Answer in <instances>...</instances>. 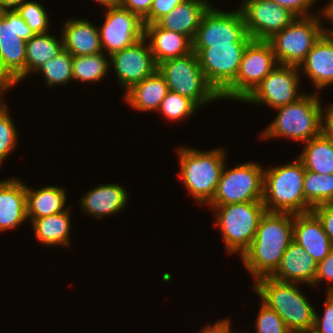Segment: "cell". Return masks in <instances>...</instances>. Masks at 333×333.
<instances>
[{"instance_id":"16","label":"cell","mask_w":333,"mask_h":333,"mask_svg":"<svg viewBox=\"0 0 333 333\" xmlns=\"http://www.w3.org/2000/svg\"><path fill=\"white\" fill-rule=\"evenodd\" d=\"M239 9L247 34L253 40L270 39L288 26L296 16L271 0H244Z\"/></svg>"},{"instance_id":"44","label":"cell","mask_w":333,"mask_h":333,"mask_svg":"<svg viewBox=\"0 0 333 333\" xmlns=\"http://www.w3.org/2000/svg\"><path fill=\"white\" fill-rule=\"evenodd\" d=\"M327 110H323V132L333 139V103L327 106Z\"/></svg>"},{"instance_id":"41","label":"cell","mask_w":333,"mask_h":333,"mask_svg":"<svg viewBox=\"0 0 333 333\" xmlns=\"http://www.w3.org/2000/svg\"><path fill=\"white\" fill-rule=\"evenodd\" d=\"M281 7L288 9L296 17H308L312 14L310 9L317 0H271ZM309 11V12H308Z\"/></svg>"},{"instance_id":"50","label":"cell","mask_w":333,"mask_h":333,"mask_svg":"<svg viewBox=\"0 0 333 333\" xmlns=\"http://www.w3.org/2000/svg\"><path fill=\"white\" fill-rule=\"evenodd\" d=\"M231 331H232L231 330V322H230V319H229V333H232Z\"/></svg>"},{"instance_id":"47","label":"cell","mask_w":333,"mask_h":333,"mask_svg":"<svg viewBox=\"0 0 333 333\" xmlns=\"http://www.w3.org/2000/svg\"><path fill=\"white\" fill-rule=\"evenodd\" d=\"M25 0H0V11L17 9Z\"/></svg>"},{"instance_id":"22","label":"cell","mask_w":333,"mask_h":333,"mask_svg":"<svg viewBox=\"0 0 333 333\" xmlns=\"http://www.w3.org/2000/svg\"><path fill=\"white\" fill-rule=\"evenodd\" d=\"M126 189L115 183L101 184L81 198L82 212L101 220L122 211L128 202Z\"/></svg>"},{"instance_id":"18","label":"cell","mask_w":333,"mask_h":333,"mask_svg":"<svg viewBox=\"0 0 333 333\" xmlns=\"http://www.w3.org/2000/svg\"><path fill=\"white\" fill-rule=\"evenodd\" d=\"M293 241L315 261H322L333 249L319 218L311 211L293 214Z\"/></svg>"},{"instance_id":"43","label":"cell","mask_w":333,"mask_h":333,"mask_svg":"<svg viewBox=\"0 0 333 333\" xmlns=\"http://www.w3.org/2000/svg\"><path fill=\"white\" fill-rule=\"evenodd\" d=\"M153 0H121V6L142 20L149 14Z\"/></svg>"},{"instance_id":"2","label":"cell","mask_w":333,"mask_h":333,"mask_svg":"<svg viewBox=\"0 0 333 333\" xmlns=\"http://www.w3.org/2000/svg\"><path fill=\"white\" fill-rule=\"evenodd\" d=\"M253 285L255 294L282 318L292 333H311L315 309L297 283L267 276L256 280Z\"/></svg>"},{"instance_id":"29","label":"cell","mask_w":333,"mask_h":333,"mask_svg":"<svg viewBox=\"0 0 333 333\" xmlns=\"http://www.w3.org/2000/svg\"><path fill=\"white\" fill-rule=\"evenodd\" d=\"M303 152L297 157L305 170L318 174H333V139L324 132L304 142Z\"/></svg>"},{"instance_id":"9","label":"cell","mask_w":333,"mask_h":333,"mask_svg":"<svg viewBox=\"0 0 333 333\" xmlns=\"http://www.w3.org/2000/svg\"><path fill=\"white\" fill-rule=\"evenodd\" d=\"M322 15L296 17L288 26L274 34L270 43L278 64L299 67L314 43L324 33Z\"/></svg>"},{"instance_id":"34","label":"cell","mask_w":333,"mask_h":333,"mask_svg":"<svg viewBox=\"0 0 333 333\" xmlns=\"http://www.w3.org/2000/svg\"><path fill=\"white\" fill-rule=\"evenodd\" d=\"M199 107L189 98L178 93L168 91L166 97L161 101L157 112L172 122L181 121L198 111Z\"/></svg>"},{"instance_id":"30","label":"cell","mask_w":333,"mask_h":333,"mask_svg":"<svg viewBox=\"0 0 333 333\" xmlns=\"http://www.w3.org/2000/svg\"><path fill=\"white\" fill-rule=\"evenodd\" d=\"M34 34L26 41L25 78L35 73L47 60L54 58L64 48L63 39L51 33Z\"/></svg>"},{"instance_id":"14","label":"cell","mask_w":333,"mask_h":333,"mask_svg":"<svg viewBox=\"0 0 333 333\" xmlns=\"http://www.w3.org/2000/svg\"><path fill=\"white\" fill-rule=\"evenodd\" d=\"M299 71L298 67L278 64L243 103L263 104L274 110L296 102L304 95L299 92Z\"/></svg>"},{"instance_id":"7","label":"cell","mask_w":333,"mask_h":333,"mask_svg":"<svg viewBox=\"0 0 333 333\" xmlns=\"http://www.w3.org/2000/svg\"><path fill=\"white\" fill-rule=\"evenodd\" d=\"M158 71L164 76L169 91L189 98L199 108L209 102L221 100L220 95L208 83L194 51L162 61L158 64Z\"/></svg>"},{"instance_id":"13","label":"cell","mask_w":333,"mask_h":333,"mask_svg":"<svg viewBox=\"0 0 333 333\" xmlns=\"http://www.w3.org/2000/svg\"><path fill=\"white\" fill-rule=\"evenodd\" d=\"M246 25L240 9L221 11L213 5L204 14L192 40V48H207L209 44L249 43Z\"/></svg>"},{"instance_id":"23","label":"cell","mask_w":333,"mask_h":333,"mask_svg":"<svg viewBox=\"0 0 333 333\" xmlns=\"http://www.w3.org/2000/svg\"><path fill=\"white\" fill-rule=\"evenodd\" d=\"M62 29L63 47L73 56L102 53L98 26L82 18L67 19Z\"/></svg>"},{"instance_id":"33","label":"cell","mask_w":333,"mask_h":333,"mask_svg":"<svg viewBox=\"0 0 333 333\" xmlns=\"http://www.w3.org/2000/svg\"><path fill=\"white\" fill-rule=\"evenodd\" d=\"M73 55L64 48L54 58L47 60L35 72L41 73L48 87L67 84L72 78Z\"/></svg>"},{"instance_id":"40","label":"cell","mask_w":333,"mask_h":333,"mask_svg":"<svg viewBox=\"0 0 333 333\" xmlns=\"http://www.w3.org/2000/svg\"><path fill=\"white\" fill-rule=\"evenodd\" d=\"M323 281H329L327 292H333V249L317 264V272L312 286H317ZM332 285V286H331Z\"/></svg>"},{"instance_id":"39","label":"cell","mask_w":333,"mask_h":333,"mask_svg":"<svg viewBox=\"0 0 333 333\" xmlns=\"http://www.w3.org/2000/svg\"><path fill=\"white\" fill-rule=\"evenodd\" d=\"M185 0H153L149 14L143 19L144 26L156 23L164 15L169 14L177 5Z\"/></svg>"},{"instance_id":"32","label":"cell","mask_w":333,"mask_h":333,"mask_svg":"<svg viewBox=\"0 0 333 333\" xmlns=\"http://www.w3.org/2000/svg\"><path fill=\"white\" fill-rule=\"evenodd\" d=\"M305 200L314 208L324 203H333V174H318L305 170Z\"/></svg>"},{"instance_id":"5","label":"cell","mask_w":333,"mask_h":333,"mask_svg":"<svg viewBox=\"0 0 333 333\" xmlns=\"http://www.w3.org/2000/svg\"><path fill=\"white\" fill-rule=\"evenodd\" d=\"M275 110L278 114L263 130L262 139L283 137L307 142L323 132V108L317 91Z\"/></svg>"},{"instance_id":"38","label":"cell","mask_w":333,"mask_h":333,"mask_svg":"<svg viewBox=\"0 0 333 333\" xmlns=\"http://www.w3.org/2000/svg\"><path fill=\"white\" fill-rule=\"evenodd\" d=\"M323 315L315 310L314 327L311 333H333V292H327Z\"/></svg>"},{"instance_id":"49","label":"cell","mask_w":333,"mask_h":333,"mask_svg":"<svg viewBox=\"0 0 333 333\" xmlns=\"http://www.w3.org/2000/svg\"><path fill=\"white\" fill-rule=\"evenodd\" d=\"M99 2V5L106 7H113V6H119L121 4V0H94Z\"/></svg>"},{"instance_id":"21","label":"cell","mask_w":333,"mask_h":333,"mask_svg":"<svg viewBox=\"0 0 333 333\" xmlns=\"http://www.w3.org/2000/svg\"><path fill=\"white\" fill-rule=\"evenodd\" d=\"M27 220L26 184L17 178L0 181V233Z\"/></svg>"},{"instance_id":"3","label":"cell","mask_w":333,"mask_h":333,"mask_svg":"<svg viewBox=\"0 0 333 333\" xmlns=\"http://www.w3.org/2000/svg\"><path fill=\"white\" fill-rule=\"evenodd\" d=\"M305 167L297 158L291 163L264 169L262 202L268 212L302 214L312 211L304 195Z\"/></svg>"},{"instance_id":"12","label":"cell","mask_w":333,"mask_h":333,"mask_svg":"<svg viewBox=\"0 0 333 333\" xmlns=\"http://www.w3.org/2000/svg\"><path fill=\"white\" fill-rule=\"evenodd\" d=\"M248 43L209 44L192 48L208 83L221 95L234 81Z\"/></svg>"},{"instance_id":"28","label":"cell","mask_w":333,"mask_h":333,"mask_svg":"<svg viewBox=\"0 0 333 333\" xmlns=\"http://www.w3.org/2000/svg\"><path fill=\"white\" fill-rule=\"evenodd\" d=\"M72 207L61 213L34 219L31 224L34 230L35 238L44 246H71L70 230L71 218L70 210Z\"/></svg>"},{"instance_id":"10","label":"cell","mask_w":333,"mask_h":333,"mask_svg":"<svg viewBox=\"0 0 333 333\" xmlns=\"http://www.w3.org/2000/svg\"><path fill=\"white\" fill-rule=\"evenodd\" d=\"M224 165L219 183L210 206L262 201L264 185V167L259 163L245 162L231 169Z\"/></svg>"},{"instance_id":"11","label":"cell","mask_w":333,"mask_h":333,"mask_svg":"<svg viewBox=\"0 0 333 333\" xmlns=\"http://www.w3.org/2000/svg\"><path fill=\"white\" fill-rule=\"evenodd\" d=\"M277 65L270 43L252 39L245 48L235 81L220 95L221 100L243 102Z\"/></svg>"},{"instance_id":"37","label":"cell","mask_w":333,"mask_h":333,"mask_svg":"<svg viewBox=\"0 0 333 333\" xmlns=\"http://www.w3.org/2000/svg\"><path fill=\"white\" fill-rule=\"evenodd\" d=\"M257 333H292L282 318L263 302L256 318Z\"/></svg>"},{"instance_id":"46","label":"cell","mask_w":333,"mask_h":333,"mask_svg":"<svg viewBox=\"0 0 333 333\" xmlns=\"http://www.w3.org/2000/svg\"><path fill=\"white\" fill-rule=\"evenodd\" d=\"M320 13L323 15L324 19L327 18V20H330L333 24V0H330V2H328V4L323 7L322 12ZM323 30L324 33L327 34H331L333 32V29H329L328 27L326 29L325 26H323Z\"/></svg>"},{"instance_id":"48","label":"cell","mask_w":333,"mask_h":333,"mask_svg":"<svg viewBox=\"0 0 333 333\" xmlns=\"http://www.w3.org/2000/svg\"><path fill=\"white\" fill-rule=\"evenodd\" d=\"M12 87L13 85L8 80L0 77V110L6 106L1 96Z\"/></svg>"},{"instance_id":"24","label":"cell","mask_w":333,"mask_h":333,"mask_svg":"<svg viewBox=\"0 0 333 333\" xmlns=\"http://www.w3.org/2000/svg\"><path fill=\"white\" fill-rule=\"evenodd\" d=\"M210 4L206 0H185L156 24L163 29L181 33L192 41L204 14L212 6Z\"/></svg>"},{"instance_id":"27","label":"cell","mask_w":333,"mask_h":333,"mask_svg":"<svg viewBox=\"0 0 333 333\" xmlns=\"http://www.w3.org/2000/svg\"><path fill=\"white\" fill-rule=\"evenodd\" d=\"M66 190L60 186H45L33 190L26 185V208L29 222L65 211Z\"/></svg>"},{"instance_id":"4","label":"cell","mask_w":333,"mask_h":333,"mask_svg":"<svg viewBox=\"0 0 333 333\" xmlns=\"http://www.w3.org/2000/svg\"><path fill=\"white\" fill-rule=\"evenodd\" d=\"M180 171L179 178L188 193L200 205H207L213 198L224 165L226 150L215 148L200 151L191 147H177Z\"/></svg>"},{"instance_id":"45","label":"cell","mask_w":333,"mask_h":333,"mask_svg":"<svg viewBox=\"0 0 333 333\" xmlns=\"http://www.w3.org/2000/svg\"><path fill=\"white\" fill-rule=\"evenodd\" d=\"M200 333H229V318L205 326Z\"/></svg>"},{"instance_id":"20","label":"cell","mask_w":333,"mask_h":333,"mask_svg":"<svg viewBox=\"0 0 333 333\" xmlns=\"http://www.w3.org/2000/svg\"><path fill=\"white\" fill-rule=\"evenodd\" d=\"M317 264L305 250L292 241L284 252L280 264L271 275L274 279L313 285L317 272Z\"/></svg>"},{"instance_id":"8","label":"cell","mask_w":333,"mask_h":333,"mask_svg":"<svg viewBox=\"0 0 333 333\" xmlns=\"http://www.w3.org/2000/svg\"><path fill=\"white\" fill-rule=\"evenodd\" d=\"M33 35L16 9L0 11V77L13 87L25 79L26 41Z\"/></svg>"},{"instance_id":"15","label":"cell","mask_w":333,"mask_h":333,"mask_svg":"<svg viewBox=\"0 0 333 333\" xmlns=\"http://www.w3.org/2000/svg\"><path fill=\"white\" fill-rule=\"evenodd\" d=\"M105 21L98 27L102 51L111 55L129 47L144 37L143 20L121 5L106 7ZM106 50V51H105Z\"/></svg>"},{"instance_id":"35","label":"cell","mask_w":333,"mask_h":333,"mask_svg":"<svg viewBox=\"0 0 333 333\" xmlns=\"http://www.w3.org/2000/svg\"><path fill=\"white\" fill-rule=\"evenodd\" d=\"M33 34L46 33L49 30V15L44 6L37 1L25 0L17 9Z\"/></svg>"},{"instance_id":"1","label":"cell","mask_w":333,"mask_h":333,"mask_svg":"<svg viewBox=\"0 0 333 333\" xmlns=\"http://www.w3.org/2000/svg\"><path fill=\"white\" fill-rule=\"evenodd\" d=\"M293 241V214L268 212L262 216L250 247L241 255L254 281L271 276Z\"/></svg>"},{"instance_id":"26","label":"cell","mask_w":333,"mask_h":333,"mask_svg":"<svg viewBox=\"0 0 333 333\" xmlns=\"http://www.w3.org/2000/svg\"><path fill=\"white\" fill-rule=\"evenodd\" d=\"M168 91L166 80L157 69L149 77L131 86L125 92L124 99L135 110L157 112Z\"/></svg>"},{"instance_id":"25","label":"cell","mask_w":333,"mask_h":333,"mask_svg":"<svg viewBox=\"0 0 333 333\" xmlns=\"http://www.w3.org/2000/svg\"><path fill=\"white\" fill-rule=\"evenodd\" d=\"M144 37L147 39L155 63L182 57L192 52V41L185 35L163 29L156 23L145 25Z\"/></svg>"},{"instance_id":"42","label":"cell","mask_w":333,"mask_h":333,"mask_svg":"<svg viewBox=\"0 0 333 333\" xmlns=\"http://www.w3.org/2000/svg\"><path fill=\"white\" fill-rule=\"evenodd\" d=\"M312 212L319 218L323 229L333 245V203H324L312 208Z\"/></svg>"},{"instance_id":"19","label":"cell","mask_w":333,"mask_h":333,"mask_svg":"<svg viewBox=\"0 0 333 333\" xmlns=\"http://www.w3.org/2000/svg\"><path fill=\"white\" fill-rule=\"evenodd\" d=\"M298 68L317 90L333 85V36L323 33Z\"/></svg>"},{"instance_id":"17","label":"cell","mask_w":333,"mask_h":333,"mask_svg":"<svg viewBox=\"0 0 333 333\" xmlns=\"http://www.w3.org/2000/svg\"><path fill=\"white\" fill-rule=\"evenodd\" d=\"M145 37L109 57L117 80L125 92L134 84L152 75L158 65L155 63L150 45Z\"/></svg>"},{"instance_id":"6","label":"cell","mask_w":333,"mask_h":333,"mask_svg":"<svg viewBox=\"0 0 333 333\" xmlns=\"http://www.w3.org/2000/svg\"><path fill=\"white\" fill-rule=\"evenodd\" d=\"M228 254L241 255L250 247L264 213L262 201L211 206Z\"/></svg>"},{"instance_id":"36","label":"cell","mask_w":333,"mask_h":333,"mask_svg":"<svg viewBox=\"0 0 333 333\" xmlns=\"http://www.w3.org/2000/svg\"><path fill=\"white\" fill-rule=\"evenodd\" d=\"M8 105L0 110V165L18 144V133L10 116Z\"/></svg>"},{"instance_id":"31","label":"cell","mask_w":333,"mask_h":333,"mask_svg":"<svg viewBox=\"0 0 333 333\" xmlns=\"http://www.w3.org/2000/svg\"><path fill=\"white\" fill-rule=\"evenodd\" d=\"M104 52L93 55L73 56L72 78L81 82H99L109 71L110 57Z\"/></svg>"}]
</instances>
